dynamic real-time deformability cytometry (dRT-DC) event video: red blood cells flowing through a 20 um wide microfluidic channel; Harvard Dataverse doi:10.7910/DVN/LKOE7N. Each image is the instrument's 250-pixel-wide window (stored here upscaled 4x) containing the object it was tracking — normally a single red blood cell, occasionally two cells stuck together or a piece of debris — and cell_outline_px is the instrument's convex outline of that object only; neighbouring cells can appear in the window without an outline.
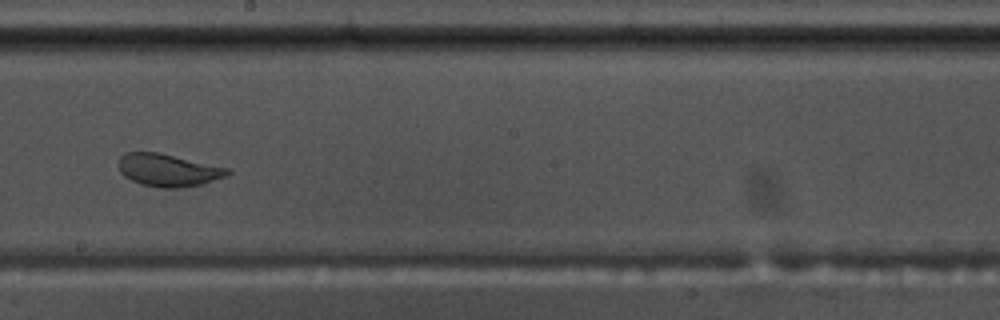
{"species": "common noctule bat (a hibernating species)", "species_latin": "Nyctalus noctula", "temperature_condition": "warm", "stored_images_in_passage": 22, "camera_frame_rate_fps": 3000, "um_per_image_px": 0.085, "animal": {"sex": "male", "body_mass_g": 17.5, "forearm_length_mm": 52.3}, "frame": {"image": 1, "passage_image": 16, "time_ms": 5.0, "image_size_px": [1000, 320], "cell_outline_px": [[232, 172], [228, 176], [204, 184], [176, 188], [160, 188], [140, 184], [124, 176], [120, 172], [120, 156], [124, 152], [160, 152], [228, 168]], "centroid_in_image_um": [14.32, 14.46], "position_along_channel_um": 233.9, "area_um2": 20.81}}
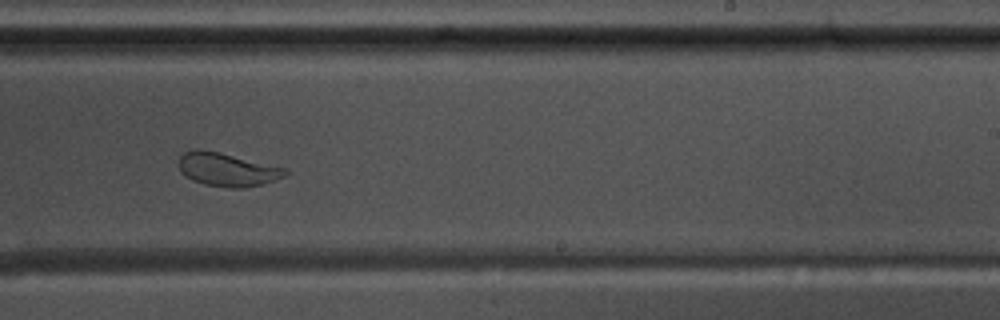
{"frame": {"image": 2, "passage_image": 19, "time_ms": 6.0, "image_size_px": [1000, 320], "cell_outline_px": [[288, 172], [284, 176], [264, 184], [244, 188], [228, 188], [204, 184], [192, 180], [180, 172], [176, 164], [176, 160], [184, 152], [196, 148], [200, 148], [220, 152], [288, 168]], "centroid_in_image_um": [19.27, 14.4], "position_along_channel_um": 269.7, "area_um2": 21.21}}